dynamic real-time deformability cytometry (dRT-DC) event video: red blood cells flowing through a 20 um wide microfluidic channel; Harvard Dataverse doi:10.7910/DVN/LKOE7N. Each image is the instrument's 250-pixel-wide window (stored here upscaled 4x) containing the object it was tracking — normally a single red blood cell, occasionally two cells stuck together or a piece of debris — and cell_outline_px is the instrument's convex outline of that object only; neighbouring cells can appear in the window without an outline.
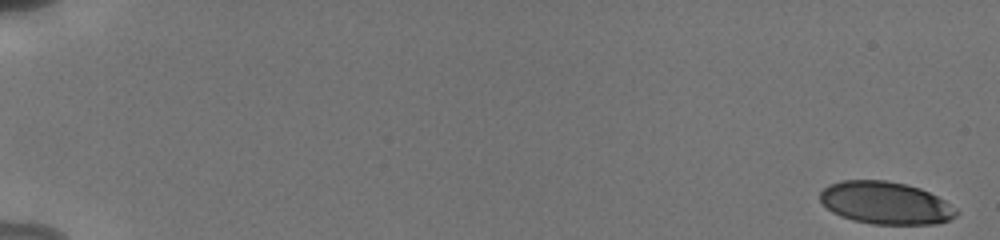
{"species": "human", "species_latin": "Homo sapiens", "temperature_condition": "cold", "stored_images_in_passage": 55, "camera_frame_rate_fps": 3000, "um_per_image_px": 0.085, "donor": {"sex": "male"}, "frame": {"image": 1, "passage_image": 1, "time_ms": 0.0, "image_size_px": [1000, 240], "cell_outline_px": [[960, 212], [956, 216], [948, 220], [936, 224], [872, 224], [852, 220], [840, 216], [832, 212], [820, 200], [820, 192], [828, 184], [840, 180], [888, 180], [920, 188], [944, 200], [956, 208]], "centroid_in_image_um": [75.26, 17.25], "position_along_channel_um": 9.7, "area_um2": 33.81}}
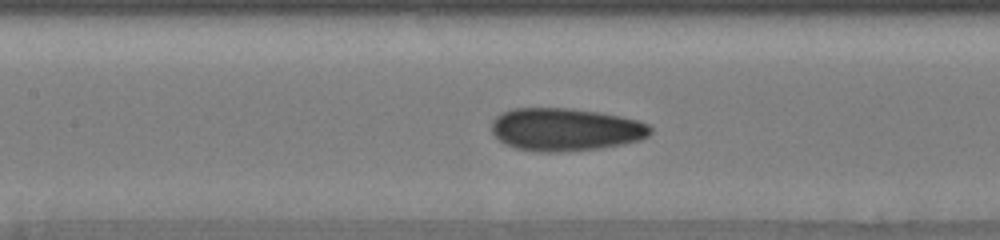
{"frame": {"image": 2, "passage_image": 28, "time_ms": 9.0, "image_size_px": [1000, 240], "cell_outline_px": [[652, 132], [648, 136], [640, 140], [624, 144], [600, 148], [560, 152], [536, 152], [516, 148], [500, 140], [492, 132], [492, 120], [500, 112], [512, 108], [572, 108], [600, 112], [640, 120], [648, 124], [652, 128]], "centroid_in_image_um": [48.08, 11.0], "position_along_channel_um": 159.3, "area_um2": 39.94}}
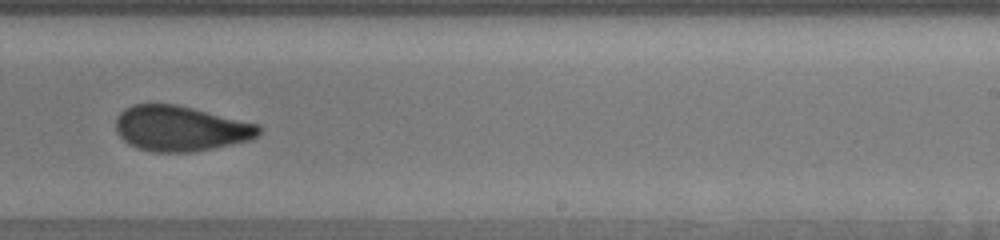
{"frame": {"image": 3, "passage_image": 37, "time_ms": 12.0, "image_size_px": [1000, 240], "cell_outline_px": [[260, 136], [252, 140], [192, 152], [152, 152], [136, 148], [128, 144], [116, 132], [116, 120], [120, 112], [124, 108], [132, 104], [176, 104], [260, 124]], "centroid_in_image_um": [15.35, 10.92], "position_along_channel_um": 273.7, "area_um2": 38.03}, "authors_computed_cell_mechanics": {"area_um2": 37.4544, "velocity_mm_per_s": 3.8283, "shape_relaxation_time_tau1_ms": 4.9407, "shape_relaxation_time_tau2_ms": 1.4786, "deformation_change_tau1": 0.1538, "deformation_change_tau2": 0.0821}}